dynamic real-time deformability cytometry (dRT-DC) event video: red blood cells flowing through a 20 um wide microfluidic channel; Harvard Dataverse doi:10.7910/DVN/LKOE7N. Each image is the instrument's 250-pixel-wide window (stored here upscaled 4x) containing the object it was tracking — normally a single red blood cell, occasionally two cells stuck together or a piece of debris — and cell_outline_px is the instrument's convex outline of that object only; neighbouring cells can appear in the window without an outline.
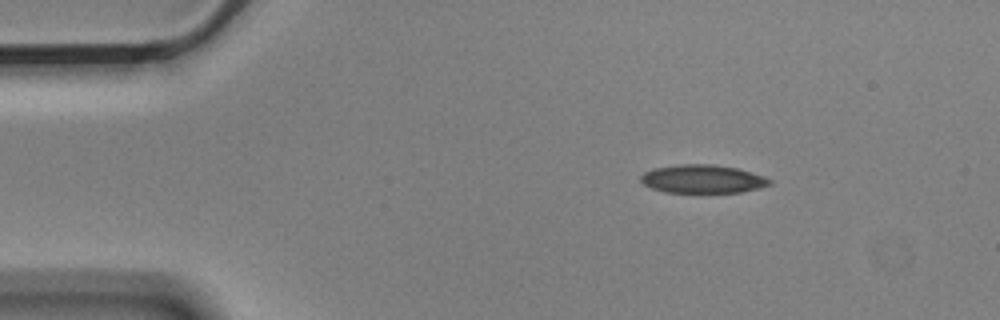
{"species": "Egyptian fruit bat (a non-hibernating species)", "species_latin": "Rousettus aegyptiacus", "temperature_condition": "cold", "stored_images_in_passage": 4, "camera_frame_rate_fps": 3000, "um_per_image_px": 0.085, "animal": {"sex": "male"}, "frame": {"image": 1, "passage_image": 4, "time_ms": 1.0, "image_size_px": [1000, 320], "cell_outline_px": [[772, 184], [760, 188], [740, 192], [664, 192], [652, 188], [644, 184], [640, 180], [640, 176], [644, 172], [656, 168], [680, 164], [712, 164], [736, 168], [764, 176], [772, 180]], "centroid_in_image_um": [59.74, 15.21], "position_along_channel_um": 25.3, "area_um2": 21.15}}